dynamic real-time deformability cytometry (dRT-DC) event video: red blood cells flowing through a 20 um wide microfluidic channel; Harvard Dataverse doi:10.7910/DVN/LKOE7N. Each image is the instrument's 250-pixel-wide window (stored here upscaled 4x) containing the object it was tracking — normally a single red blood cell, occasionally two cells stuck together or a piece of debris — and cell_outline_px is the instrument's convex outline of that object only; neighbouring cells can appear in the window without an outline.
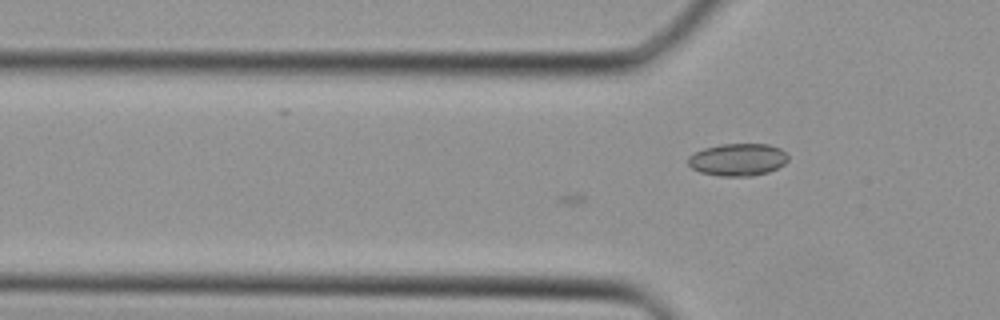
{"species": "Egyptian fruit bat (a non-hibernating species)", "species_latin": "Rousettus aegyptiacus", "temperature_condition": "cold", "stored_images_in_passage": 2, "camera_frame_rate_fps": 3000, "um_per_image_px": 0.085, "animal": {"sex": "female"}, "frame": {"image": 1, "passage_image": 2, "time_ms": 0.333, "image_size_px": [1000, 320], "cell_outline_px": [[788, 160], [784, 164], [768, 172], [752, 176], [720, 176], [700, 172], [692, 168], [688, 164], [688, 156], [704, 148], [720, 144], [768, 144], [780, 148], [788, 156]], "centroid_in_image_um": [62.71, 13.57], "position_along_channel_um": 63.1, "area_um2": 18.84}}